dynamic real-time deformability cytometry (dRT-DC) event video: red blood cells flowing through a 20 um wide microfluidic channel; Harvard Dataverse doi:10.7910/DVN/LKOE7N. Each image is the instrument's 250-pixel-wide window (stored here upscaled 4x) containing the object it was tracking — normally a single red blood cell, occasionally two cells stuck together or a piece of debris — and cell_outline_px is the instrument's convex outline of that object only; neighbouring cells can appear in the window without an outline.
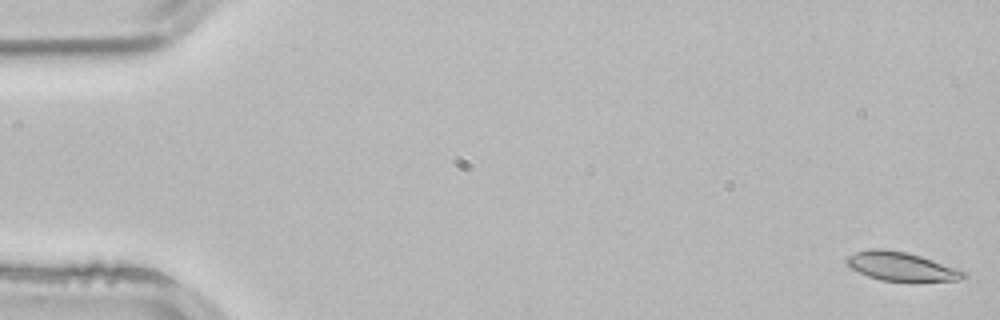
{"species": "common noctule bat (a hibernating species)", "species_latin": "Nyctalus noctula", "temperature_condition": "room temperature", "stored_images_in_passage": 3, "camera_frame_rate_fps": 3000, "um_per_image_px": 0.085, "animal": {"sex": "male", "body_mass_g": 21.5, "forearm_length_mm": 52.0}, "frame": {"image": 1, "passage_image": 1, "time_ms": 0.0, "image_size_px": [1000, 320], "cell_outline_px": [[968, 276], [960, 280], [880, 280], [868, 276], [844, 264], [844, 260], [848, 256], [856, 252], [872, 248], [880, 248], [908, 252], [968, 272]], "centroid_in_image_um": [76.58, 22.63], "position_along_channel_um": 8.4, "area_um2": 19.31}}